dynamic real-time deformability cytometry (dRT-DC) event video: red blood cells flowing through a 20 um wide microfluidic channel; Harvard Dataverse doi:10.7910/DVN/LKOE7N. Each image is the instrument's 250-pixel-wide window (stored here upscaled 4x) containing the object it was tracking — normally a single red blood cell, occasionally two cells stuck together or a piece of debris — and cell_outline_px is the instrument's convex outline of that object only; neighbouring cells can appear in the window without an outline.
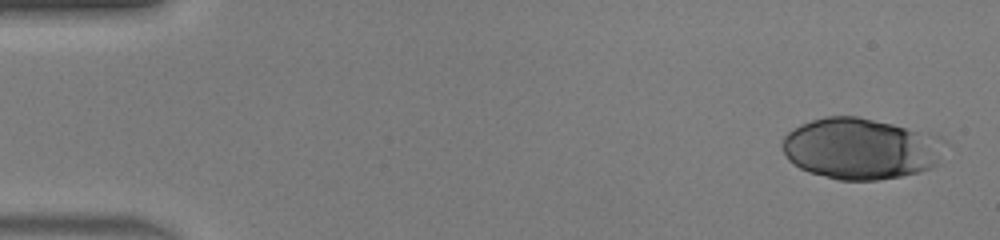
{"species": "human", "species_latin": "Homo sapiens", "temperature_condition": "warm", "stored_images_in_passage": 47, "camera_frame_rate_fps": 3000, "um_per_image_px": 0.085, "donor": {"sex": "male"}, "frame": {"image": 1, "passage_image": 1, "time_ms": 0.0, "image_size_px": [1000, 240], "cell_outline_px": [[936, 164], [932, 168], [920, 172], [900, 176], [876, 180], [836, 180], [808, 172], [800, 168], [788, 160], [780, 144], [784, 136], [788, 132], [800, 124], [824, 116], [856, 116], [892, 124], [916, 132], [936, 160]], "centroid_in_image_um": [72.77, 12.67], "position_along_channel_um": 12.2, "area_um2": 54.85}}